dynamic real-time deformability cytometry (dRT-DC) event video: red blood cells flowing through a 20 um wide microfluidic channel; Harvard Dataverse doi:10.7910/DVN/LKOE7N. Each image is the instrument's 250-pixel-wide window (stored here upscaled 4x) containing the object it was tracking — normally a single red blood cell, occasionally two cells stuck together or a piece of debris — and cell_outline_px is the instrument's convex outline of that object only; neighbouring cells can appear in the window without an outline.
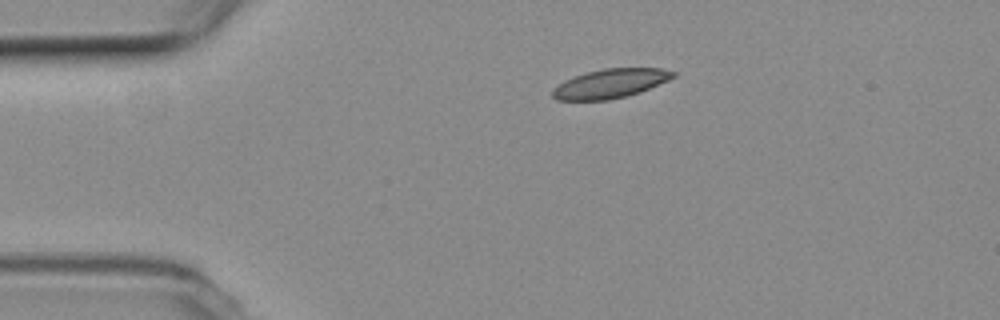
{"species": "common noctule bat (a hibernating species)", "species_latin": "Nyctalus noctula", "temperature_condition": "room temperature", "stored_images_in_passage": 7, "camera_frame_rate_fps": 3000, "um_per_image_px": 0.085, "animal": {"sex": "female", "body_mass_g": 19.3, "forearm_length_mm": 54.1}, "frame": {"image": 1, "passage_image": 1, "time_ms": 0.0, "image_size_px": [1000, 320], "cell_outline_px": [[676, 76], [668, 80], [640, 92], [608, 100], [556, 100], [552, 96], [552, 88], [564, 80], [588, 72], [604, 68], [660, 68], [676, 72]], "centroid_in_image_um": [51.86, 7.1], "position_along_channel_um": 33.1, "area_um2": 20.35}}